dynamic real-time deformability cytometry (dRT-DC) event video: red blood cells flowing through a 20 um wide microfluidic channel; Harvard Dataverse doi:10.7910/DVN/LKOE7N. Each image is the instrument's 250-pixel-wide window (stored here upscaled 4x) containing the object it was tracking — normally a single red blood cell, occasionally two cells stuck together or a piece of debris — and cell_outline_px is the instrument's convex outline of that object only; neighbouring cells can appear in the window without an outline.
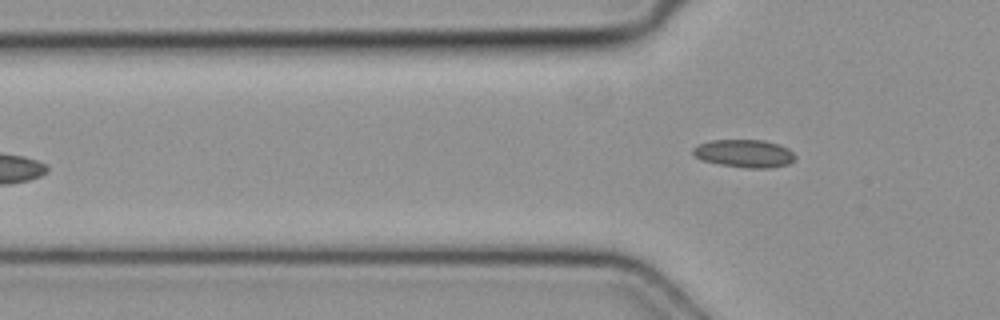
{"species": "common noctule bat (a hibernating species)", "species_latin": "Nyctalus noctula", "temperature_condition": "cold", "stored_images_in_passage": 6, "camera_frame_rate_fps": 3000, "um_per_image_px": 0.085, "animal": {"sex": "female", "body_mass_g": 19.3, "forearm_length_mm": 54.1}, "frame": {"image": 1, "passage_image": 6, "time_ms": 1.667, "image_size_px": [1000, 320], "cell_outline_px": [[796, 160], [788, 164], [768, 168], [744, 168], [720, 164], [704, 160], [696, 156], [692, 152], [692, 148], [700, 144], [712, 140], [764, 140], [780, 144], [788, 148], [796, 156]], "centroid_in_image_um": [63.32, 13.04], "position_along_channel_um": 62.5, "area_um2": 16.59}}